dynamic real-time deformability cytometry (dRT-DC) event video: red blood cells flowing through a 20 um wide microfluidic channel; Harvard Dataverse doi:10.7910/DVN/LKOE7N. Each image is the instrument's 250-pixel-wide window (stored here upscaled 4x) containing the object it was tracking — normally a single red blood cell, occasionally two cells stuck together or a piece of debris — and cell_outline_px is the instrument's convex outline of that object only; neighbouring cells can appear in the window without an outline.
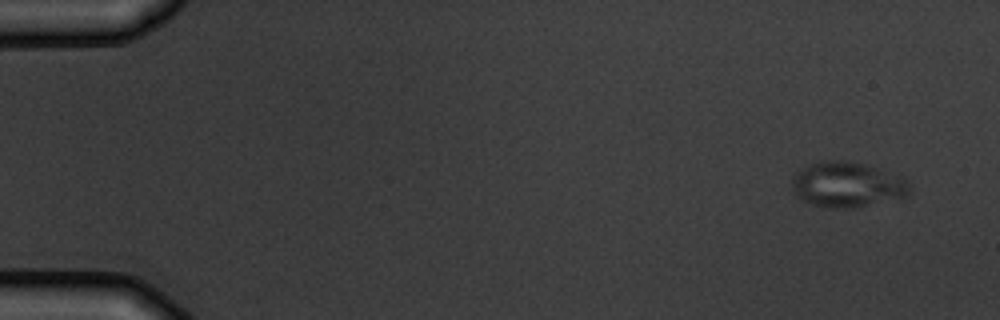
{"species": "common noctule bat (a hibernating species)", "species_latin": "Nyctalus noctula", "temperature_condition": "warm", "stored_images_in_passage": 6, "camera_frame_rate_fps": 3000, "um_per_image_px": 0.085, "animal": {"sex": "male", "body_mass_g": 19.5, "forearm_length_mm": 54.6}, "frame": {"image": 1, "passage_image": 1, "time_ms": 0.0, "image_size_px": [1000, 320], "cell_outline_px": [[912, 188], [908, 196], [852, 208], [828, 208], [812, 204], [796, 196], [792, 188], [792, 176], [800, 168], [820, 160], [844, 160], [864, 164], [904, 176], [908, 180]], "centroid_in_image_um": [72.03, 15.68], "position_along_channel_um": 13.0, "area_um2": 31.44}}